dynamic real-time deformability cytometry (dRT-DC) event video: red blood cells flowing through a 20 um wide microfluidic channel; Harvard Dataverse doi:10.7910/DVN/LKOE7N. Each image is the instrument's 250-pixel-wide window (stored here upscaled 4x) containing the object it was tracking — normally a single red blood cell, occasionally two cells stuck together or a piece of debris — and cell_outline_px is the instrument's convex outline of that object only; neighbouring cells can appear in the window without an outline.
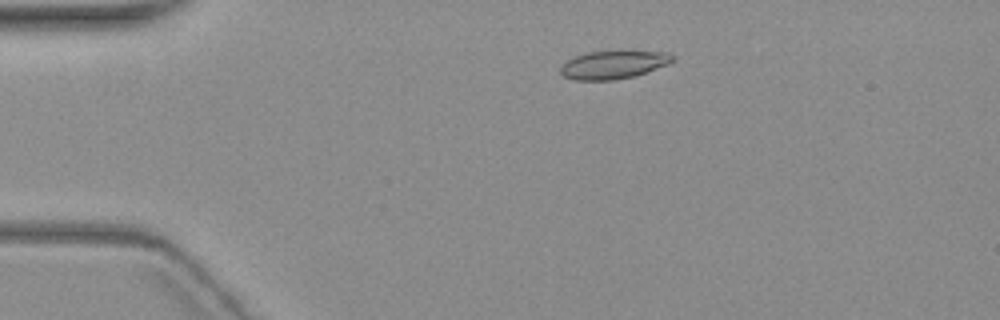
{"species": "common noctule bat (a hibernating species)", "species_latin": "Nyctalus noctula", "temperature_condition": "warm", "stored_images_in_passage": 6, "camera_frame_rate_fps": 3000, "um_per_image_px": 0.085, "animal": {"sex": "female", "body_mass_g": 19.3, "forearm_length_mm": 54.1}, "frame": {"image": 1, "passage_image": 2, "time_ms": 1.333, "image_size_px": [1000, 320], "cell_outline_px": [[672, 60], [668, 64], [636, 76], [612, 80], [572, 80], [564, 76], [560, 72], [560, 68], [568, 60], [576, 56], [588, 52], [668, 52], [672, 56]], "centroid_in_image_um": [52.11, 5.53], "position_along_channel_um": 32.9, "area_um2": 17.92}}
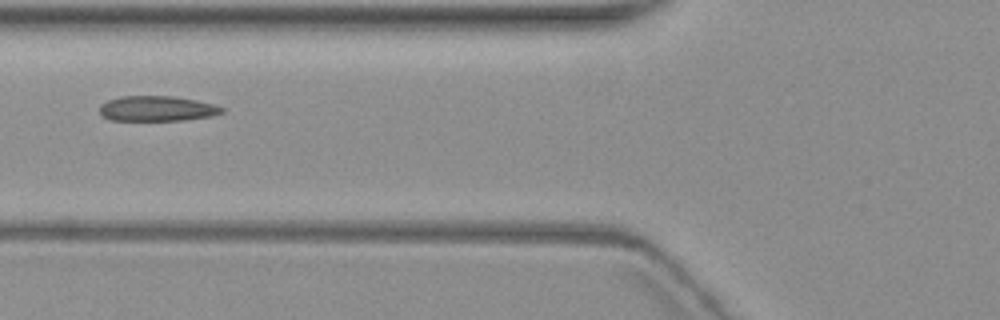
{"frame": {"image": 2, "passage_image": 5, "time_ms": 5.0, "image_size_px": [1000, 320], "cell_outline_px": [[224, 112], [212, 116], [184, 120], [112, 120], [104, 116], [100, 112], [100, 104], [108, 100], [120, 96], [172, 96], [196, 100], [212, 104], [224, 108]], "centroid_in_image_um": [13.35, 9.22], "position_along_channel_um": 112.4, "area_um2": 17.86}}
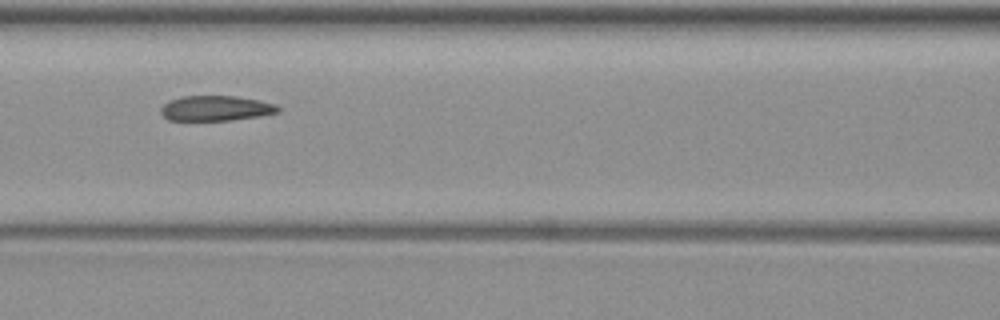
{"frame": {"image": 3, "passage_image": 6, "time_ms": 6.0, "image_size_px": [1000, 320], "cell_outline_px": [[280, 112], [260, 116], [228, 120], [168, 120], [160, 112], [160, 108], [164, 104], [180, 96], [236, 96], [260, 100], [276, 104], [280, 108]], "centroid_in_image_um": [18.37, 9.2], "position_along_channel_um": 148.2, "area_um2": 17.17}}